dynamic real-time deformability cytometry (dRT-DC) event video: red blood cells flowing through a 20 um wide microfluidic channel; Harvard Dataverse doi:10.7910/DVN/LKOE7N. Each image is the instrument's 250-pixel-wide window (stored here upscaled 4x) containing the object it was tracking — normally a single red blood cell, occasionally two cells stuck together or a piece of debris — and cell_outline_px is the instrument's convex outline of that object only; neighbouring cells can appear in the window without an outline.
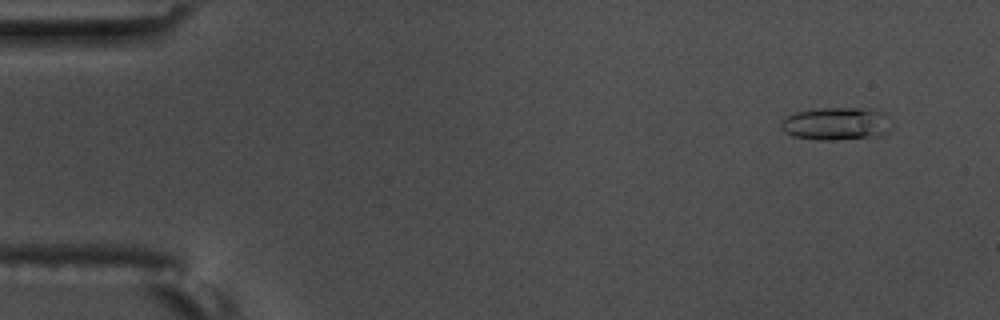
{"species": "common noctule bat (a hibernating species)", "species_latin": "Nyctalus noctula", "temperature_condition": "warm", "stored_images_in_passage": 54, "camera_frame_rate_fps": 3000, "um_per_image_px": 0.085, "animal": {"sex": "male", "body_mass_g": 17.5, "forearm_length_mm": 52.3}, "frame": {"image": 1, "passage_image": 2, "time_ms": 0.333, "image_size_px": [1000, 320], "cell_outline_px": [[892, 128], [880, 136], [836, 140], [820, 140], [792, 136], [784, 132], [780, 128], [780, 120], [796, 112], [820, 108], [872, 108], [884, 112], [888, 116], [892, 124]], "centroid_in_image_um": [71.12, 10.51], "position_along_channel_um": 13.9, "area_um2": 21.56}}
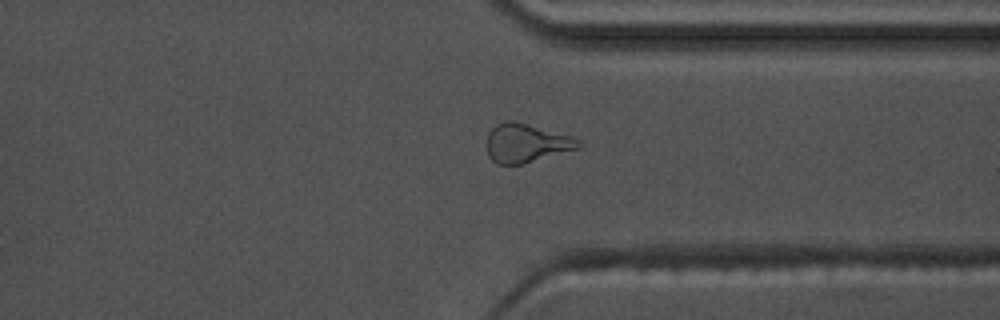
{"frame": {"image": 2, "passage_image": 41, "time_ms": 13.333, "image_size_px": [1000, 320], "cell_outline_px": [[584, 144], [580, 148], [520, 164], [496, 164], [488, 156], [488, 132], [496, 124], [508, 120], [512, 120], [572, 136], [580, 140]], "centroid_in_image_um": [44.75, 12.16], "position_along_channel_um": 366.7, "area_um2": 20.52}}
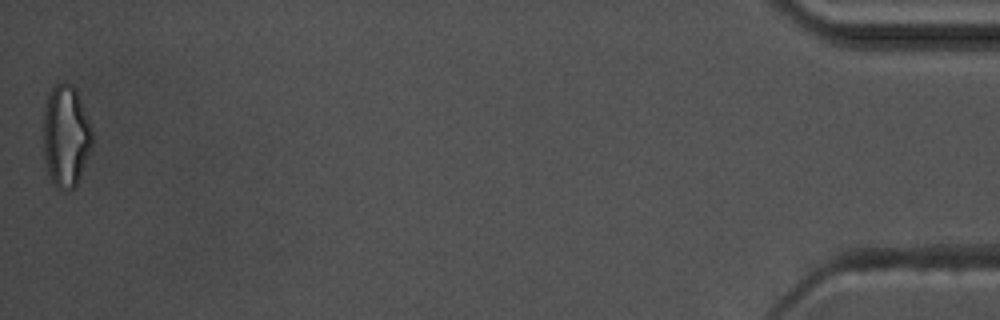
{"frame": {"image": 3, "passage_image": 54, "time_ms": 17.667, "image_size_px": [1000, 320], "cell_outline_px": [[92, 144], [76, 188], [64, 192], [56, 188], [48, 172], [44, 156], [44, 108], [48, 92], [56, 84], [64, 80], [72, 84], [76, 88], [92, 128]], "centroid_in_image_um": [5.6, 11.55], "position_along_channel_um": 429.6, "area_um2": 29.36}, "authors_computed_cell_mechanics": {"area_um2": 19.5653, "velocity_mm_per_s": 3.6483, "shape_relaxation_time_tau1_ms": 5.5949, "shape_relaxation_time_tau2_ms": 3.1593, "deformation_change_tau1": 0.192, "deformation_change_tau2": 0.1326}}